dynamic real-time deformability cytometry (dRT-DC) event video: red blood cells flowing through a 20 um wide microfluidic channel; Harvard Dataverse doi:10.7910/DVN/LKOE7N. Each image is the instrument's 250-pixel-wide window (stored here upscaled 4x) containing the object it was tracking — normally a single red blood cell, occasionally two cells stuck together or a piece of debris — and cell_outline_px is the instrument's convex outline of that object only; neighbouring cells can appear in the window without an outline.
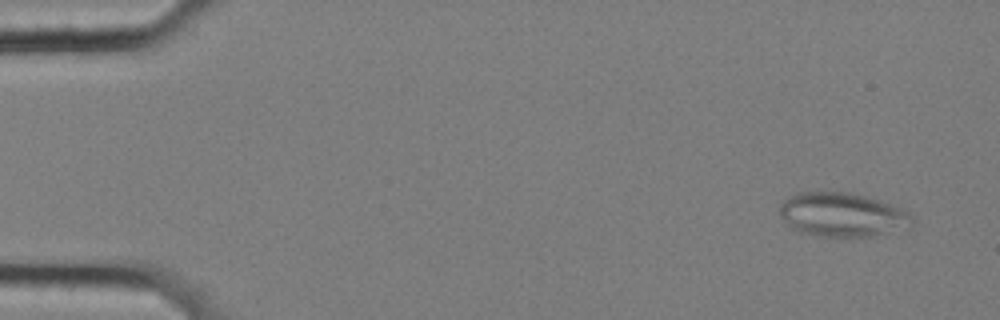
{"species": "common noctule bat (a hibernating species)", "species_latin": "Nyctalus noctula", "temperature_condition": "cold", "stored_images_in_passage": 58, "segment_of_instrument_passage": [1, 2], "camera_frame_rate_fps": 3000, "um_per_image_px": 0.085, "animal": {"sex": "female", "body_mass_g": 25.1}, "frame": {"image": 1, "passage_image": 4, "time_ms": 1.0, "image_size_px": [1000, 320], "cell_outline_px": [[912, 224], [908, 228], [872, 236], [848, 240], [816, 236], [796, 232], [780, 216], [780, 204], [788, 196], [796, 192], [848, 192], [880, 200], [900, 208], [908, 212], [912, 216]], "centroid_in_image_um": [71.57, 18.3], "position_along_channel_um": 13.4, "area_um2": 34.85}}